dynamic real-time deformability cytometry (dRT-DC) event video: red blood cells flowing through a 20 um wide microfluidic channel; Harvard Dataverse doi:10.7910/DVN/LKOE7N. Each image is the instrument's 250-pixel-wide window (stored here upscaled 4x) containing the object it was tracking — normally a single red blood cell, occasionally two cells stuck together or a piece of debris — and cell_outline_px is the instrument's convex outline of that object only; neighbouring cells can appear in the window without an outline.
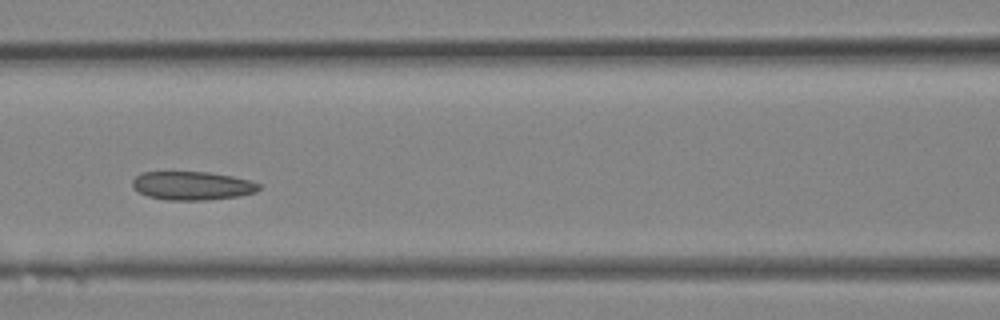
{"species": "Egyptian fruit bat (a non-hibernating species)", "species_latin": "Rousettus aegyptiacus", "temperature_condition": "room temperature", "stored_images_in_passage": 13, "camera_frame_rate_fps": 3000, "um_per_image_px": 0.085, "animal": {"sex": "female"}, "frame": {"image": 1, "passage_image": 10, "time_ms": 3.0, "image_size_px": [1000, 320], "cell_outline_px": [[260, 188], [256, 192], [240, 196], [204, 200], [168, 200], [148, 196], [140, 192], [132, 184], [132, 180], [140, 172], [208, 172], [232, 176], [248, 180], [260, 184]], "centroid_in_image_um": [16.35, 15.78], "position_along_channel_um": 150.3, "area_um2": 20.92}}
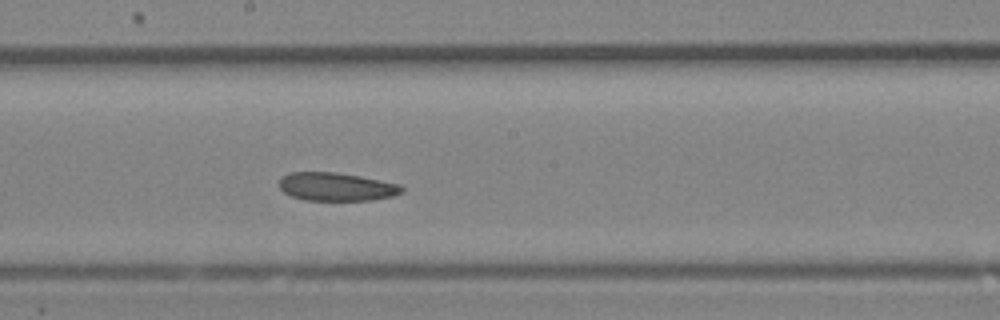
{"frame": {"image": 2, "passage_image": 13, "time_ms": 4.0, "image_size_px": [1000, 320], "cell_outline_px": [[404, 188], [400, 192], [392, 196], [372, 200], [304, 200], [292, 196], [284, 192], [280, 188], [280, 176], [288, 172], [336, 172], [360, 176], [400, 184]], "centroid_in_image_um": [28.56, 15.86], "position_along_channel_um": 219.6, "area_um2": 20.17}}